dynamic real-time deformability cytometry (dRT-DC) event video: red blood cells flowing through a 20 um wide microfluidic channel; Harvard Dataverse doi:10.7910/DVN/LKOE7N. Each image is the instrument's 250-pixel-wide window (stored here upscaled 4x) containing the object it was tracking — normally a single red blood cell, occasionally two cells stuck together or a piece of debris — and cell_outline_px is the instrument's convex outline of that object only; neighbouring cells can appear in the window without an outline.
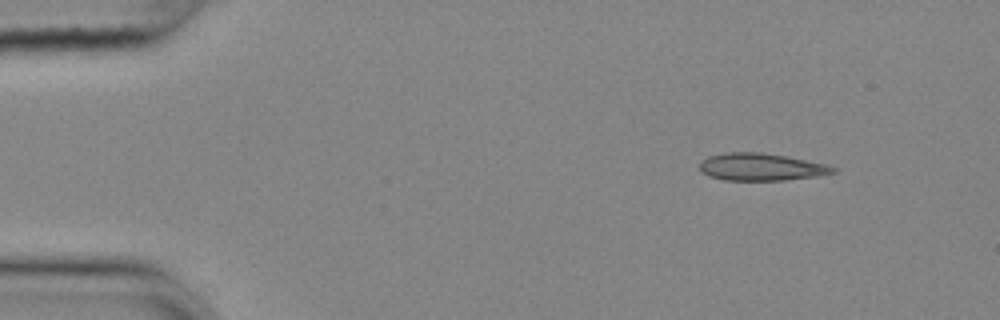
{"species": "common noctule bat (a hibernating species)", "species_latin": "Nyctalus noctula", "temperature_condition": "cold", "stored_images_in_passage": 49, "camera_frame_rate_fps": 3000, "um_per_image_px": 0.085, "animal": {"sex": "female", "body_mass_g": 25.1}, "frame": {"image": 1, "passage_image": 1, "time_ms": 0.0, "image_size_px": [1000, 320], "cell_outline_px": [[840, 168], [836, 172], [816, 176], [784, 180], [724, 180], [708, 176], [700, 172], [700, 164], [708, 156], [724, 152], [760, 152], [788, 156], [828, 164]], "centroid_in_image_um": [64.73, 14.18], "position_along_channel_um": 20.3, "area_um2": 21.5}}
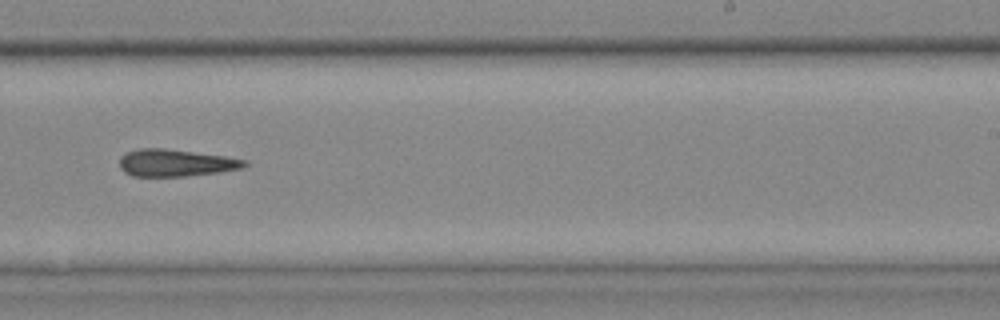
{"frame": {"image": 2, "passage_image": 29, "time_ms": 9.333, "image_size_px": [1000, 320], "cell_outline_px": [[248, 164], [240, 168], [216, 172], [184, 176], [132, 176], [124, 172], [120, 168], [120, 156], [124, 152], [140, 148], [164, 148], [224, 156], [248, 160]], "centroid_in_image_um": [14.87, 13.83], "position_along_channel_um": 274.1, "area_um2": 19.65}}
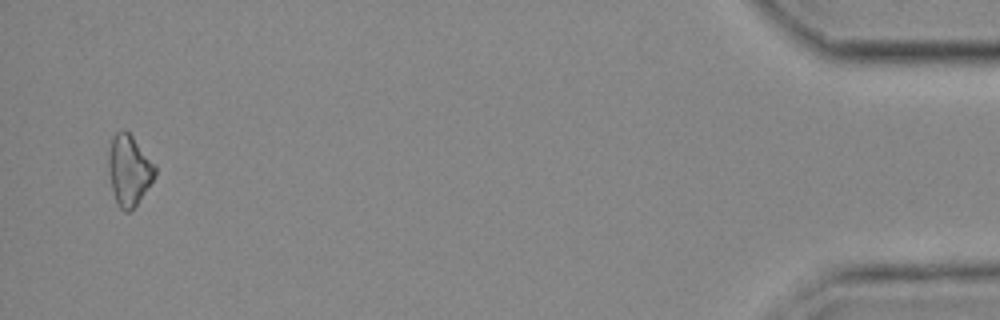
{"frame": {"image": 3, "passage_image": 48, "time_ms": 15.667, "image_size_px": [1000, 320], "cell_outline_px": [[156, 176], [136, 204], [128, 212], [124, 212], [116, 204], [112, 188], [108, 164], [108, 152], [112, 140], [116, 132], [120, 128], [124, 128], [132, 136], [156, 164]], "centroid_in_image_um": [10.98, 14.44], "position_along_channel_um": 424.2, "area_um2": 19.13}}